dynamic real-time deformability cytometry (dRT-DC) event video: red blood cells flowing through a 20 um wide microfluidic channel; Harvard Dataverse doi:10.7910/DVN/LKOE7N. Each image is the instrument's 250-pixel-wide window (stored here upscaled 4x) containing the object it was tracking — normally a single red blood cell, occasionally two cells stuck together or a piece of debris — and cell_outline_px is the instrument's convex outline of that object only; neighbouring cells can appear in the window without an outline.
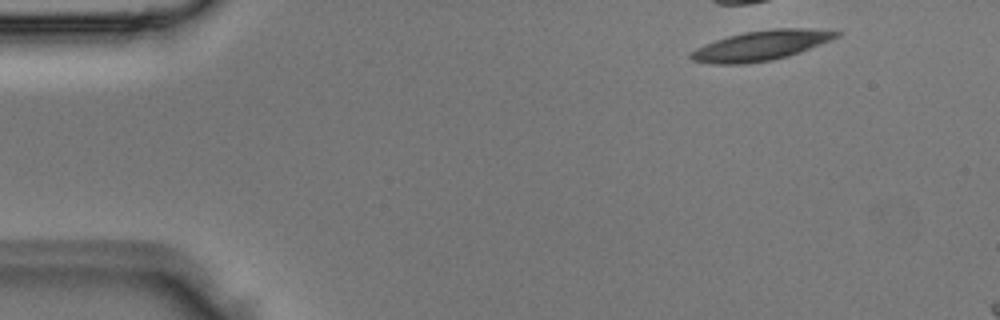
{"species": "Egyptian fruit bat (a non-hibernating species)", "species_latin": "Rousettus aegyptiacus", "temperature_condition": "room temperature", "stored_images_in_passage": 3, "camera_frame_rate_fps": 3000, "um_per_image_px": 0.085, "animal": {"sex": "male"}, "frame": {"image": 1, "passage_image": 1, "time_ms": 0.0, "image_size_px": [1000, 320], "cell_outline_px": [[840, 36], [832, 40], [788, 56], [772, 60], [744, 64], [712, 64], [692, 60], [688, 56], [696, 48], [704, 44], [728, 36], [744, 32], [776, 28], [808, 28], [840, 32]], "centroid_in_image_um": [64.68, 3.87], "position_along_channel_um": 20.3, "area_um2": 25.26}}